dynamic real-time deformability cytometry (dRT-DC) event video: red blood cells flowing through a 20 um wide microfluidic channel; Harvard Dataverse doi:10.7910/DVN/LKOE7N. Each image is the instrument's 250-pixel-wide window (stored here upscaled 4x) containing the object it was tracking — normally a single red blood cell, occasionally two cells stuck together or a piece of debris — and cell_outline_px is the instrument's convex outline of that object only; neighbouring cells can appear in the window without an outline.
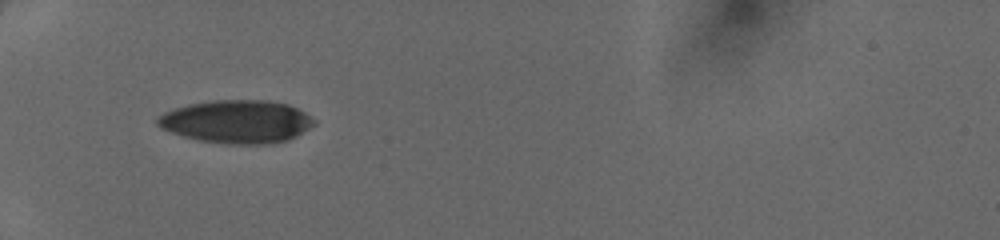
{"species": "human", "species_latin": "Homo sapiens", "temperature_condition": "cold", "stored_images_in_passage": 32, "camera_frame_rate_fps": 3000, "um_per_image_px": 0.085, "donor": {"sex": "female"}, "frame": {"image": 1, "passage_image": 1, "time_ms": 0.0, "image_size_px": [1000, 240], "cell_outline_px": [[316, 124], [296, 136], [288, 140], [272, 144], [228, 144], [200, 140], [184, 136], [160, 128], [156, 124], [156, 120], [164, 112], [188, 104], [212, 100], [268, 100], [288, 104], [304, 112], [316, 120]], "centroid_in_image_um": [20.15, 10.34], "position_along_channel_um": 64.9, "area_um2": 39.3}}
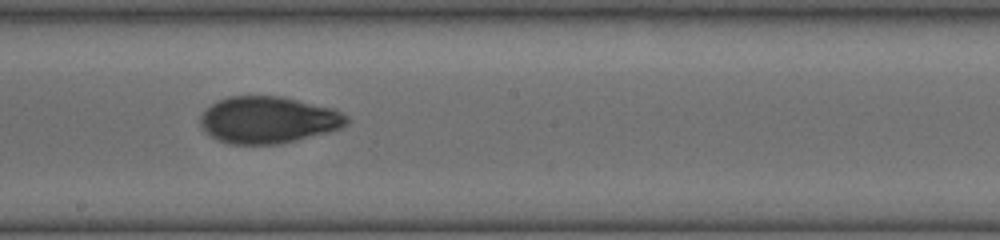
{"frame": {"image": 2, "passage_image": 13, "time_ms": 4.0, "image_size_px": [1000, 240], "cell_outline_px": [[348, 120], [340, 128], [328, 132], [280, 144], [232, 144], [216, 140], [204, 132], [200, 124], [200, 116], [212, 104], [228, 96], [280, 96], [332, 108], [348, 116]], "centroid_in_image_um": [22.76, 10.2], "position_along_channel_um": 225.4, "area_um2": 39.71}}
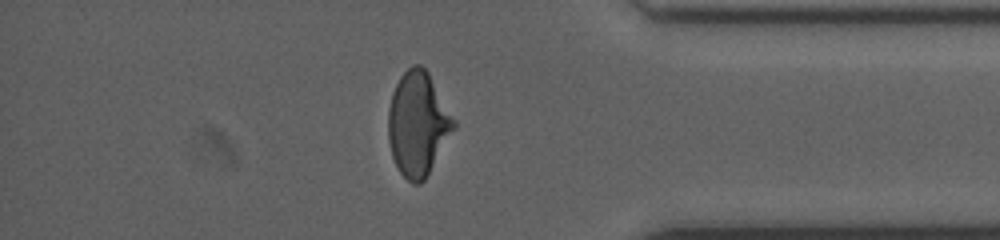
{"frame": {"image": 3, "passage_image": 26, "time_ms": 8.333, "image_size_px": [1000, 240], "cell_outline_px": [[456, 128], [424, 180], [420, 184], [412, 184], [400, 172], [392, 156], [388, 140], [388, 108], [392, 92], [400, 76], [412, 64], [420, 64], [428, 72], [456, 120]], "centroid_in_image_um": [35.52, 10.52], "position_along_channel_um": 399.7, "area_um2": 39.82}}